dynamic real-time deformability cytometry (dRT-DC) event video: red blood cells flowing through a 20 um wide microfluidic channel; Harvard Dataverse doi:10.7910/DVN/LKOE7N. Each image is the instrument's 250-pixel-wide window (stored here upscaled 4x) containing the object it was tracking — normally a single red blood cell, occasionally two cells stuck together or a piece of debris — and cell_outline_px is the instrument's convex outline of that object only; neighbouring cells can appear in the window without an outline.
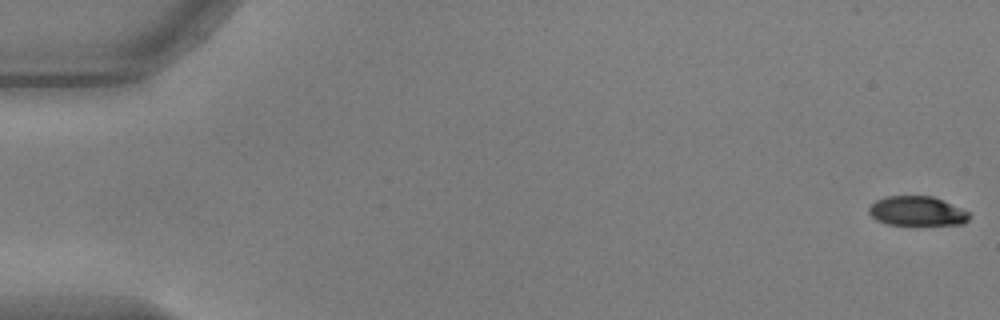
{"species": "common noctule bat (a hibernating species)", "species_latin": "Nyctalus noctula", "temperature_condition": "warm", "stored_images_in_passage": 18, "camera_frame_rate_fps": 3000, "um_per_image_px": 0.085, "animal": {"sex": "male", "body_mass_g": 17.9, "forearm_length_mm": 54.2}, "frame": {"image": 1, "passage_image": 1, "time_ms": 0.0, "image_size_px": [1000, 320], "cell_outline_px": [[972, 216], [964, 224], [888, 224], [876, 220], [868, 212], [868, 208], [876, 200], [884, 196], [932, 196], [944, 200], [972, 212]], "centroid_in_image_um": [78.0, 17.93], "position_along_channel_um": 7.0, "area_um2": 17.4}}
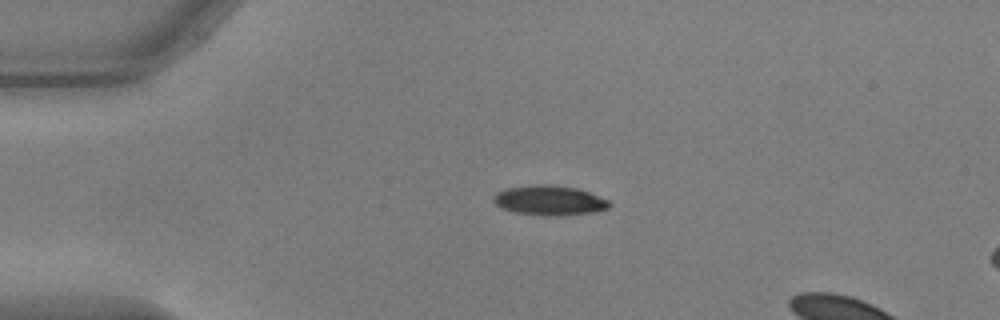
{"frame": {"image": 2, "passage_image": 13, "time_ms": 4.0, "image_size_px": [1000, 320], "cell_outline_px": [[612, 204], [608, 208], [592, 212], [560, 216], [544, 216], [516, 212], [500, 208], [492, 200], [500, 192], [508, 188], [536, 184], [548, 184], [576, 188], [588, 192], [608, 200]], "centroid_in_image_um": [46.72, 17.04], "position_along_channel_um": 38.3, "area_um2": 19.88}}